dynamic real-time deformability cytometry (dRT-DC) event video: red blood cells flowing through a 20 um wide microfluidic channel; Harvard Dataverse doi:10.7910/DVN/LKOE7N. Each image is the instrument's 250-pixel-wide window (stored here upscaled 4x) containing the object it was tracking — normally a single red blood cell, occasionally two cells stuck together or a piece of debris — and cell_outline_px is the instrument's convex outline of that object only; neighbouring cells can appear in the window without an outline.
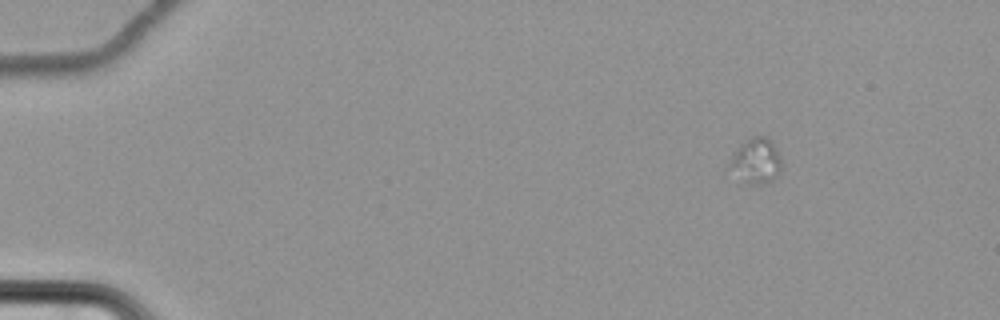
{"species": "common noctule bat (a hibernating species)", "species_latin": "Nyctalus noctula", "temperature_condition": "cold", "stored_images_in_passage": 14, "camera_frame_rate_fps": 3000, "um_per_image_px": 0.085, "animal": {"sex": "female", "body_mass_g": 22.7, "forearm_length_mm": 54.2}, "frame": {"image": 1, "passage_image": 1, "time_ms": 0.0, "image_size_px": [1000, 320], "cell_outline_px": [[784, 164], [780, 172], [772, 180], [760, 184], [752, 184], [728, 168], [728, 164], [732, 156], [740, 144], [744, 140], [752, 136], [764, 136], [772, 140]], "centroid_in_image_um": [64.31, 13.63], "position_along_channel_um": 20.7, "area_um2": 13.64}}